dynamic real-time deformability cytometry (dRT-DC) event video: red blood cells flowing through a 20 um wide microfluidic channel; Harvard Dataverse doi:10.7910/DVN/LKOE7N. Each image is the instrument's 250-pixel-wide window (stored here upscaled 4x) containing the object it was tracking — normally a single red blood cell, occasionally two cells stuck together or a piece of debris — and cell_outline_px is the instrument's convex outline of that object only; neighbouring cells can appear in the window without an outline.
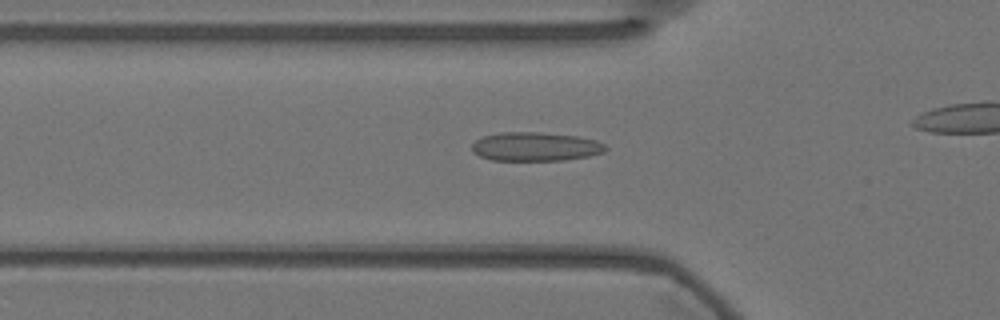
{"species": "Egyptian fruit bat (a non-hibernating species)", "species_latin": "Rousettus aegyptiacus", "temperature_condition": "warm", "stored_images_in_passage": 34, "camera_frame_rate_fps": 3000, "um_per_image_px": 0.085, "animal": {"sex": "female"}, "frame": {"image": 1, "passage_image": 8, "time_ms": 2.333, "image_size_px": [1000, 320], "cell_outline_px": [[608, 148], [604, 152], [588, 156], [564, 160], [492, 160], [480, 156], [472, 152], [472, 144], [476, 140], [484, 136], [500, 132], [540, 132], [576, 136], [596, 140], [604, 144]], "centroid_in_image_um": [45.51, 12.46], "position_along_channel_um": 80.3, "area_um2": 22.43}}
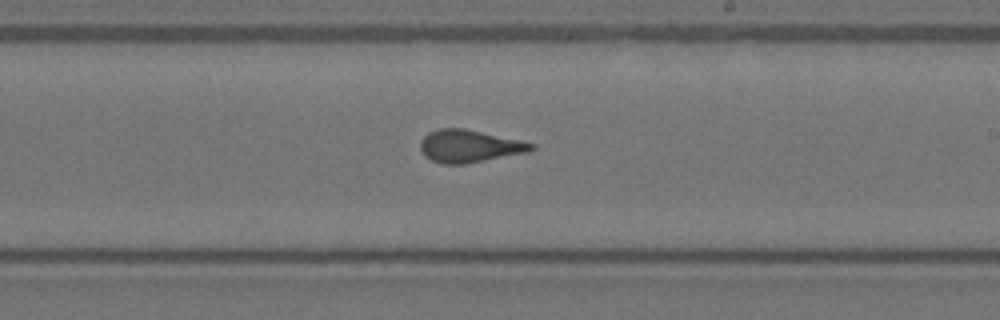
{"frame": {"image": 2, "passage_image": 22, "time_ms": 7.0, "image_size_px": [1000, 320], "cell_outline_px": [[536, 148], [528, 152], [464, 164], [440, 164], [424, 156], [420, 148], [420, 140], [428, 132], [440, 128], [464, 128], [536, 144]], "centroid_in_image_um": [39.86, 12.42], "position_along_channel_um": 249.1, "area_um2": 20.98}}
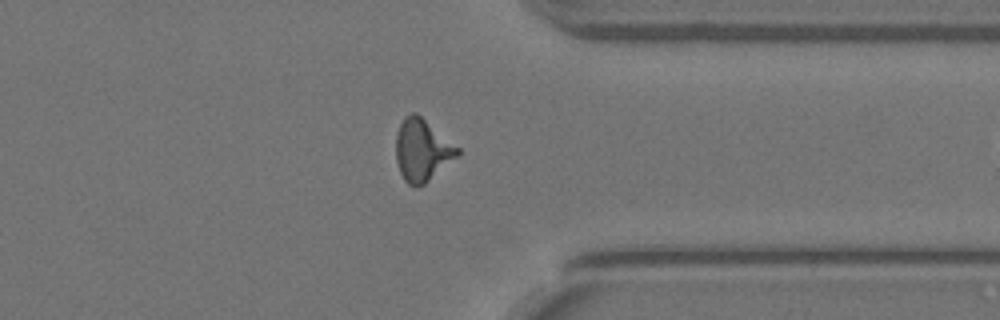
{"frame": {"image": 3, "passage_image": 33, "time_ms": 10.667, "image_size_px": [1000, 320], "cell_outline_px": [[460, 152], [456, 156], [424, 184], [416, 188], [408, 184], [404, 180], [400, 172], [396, 160], [396, 136], [400, 124], [404, 116], [412, 112], [416, 112], [460, 148]], "centroid_in_image_um": [35.85, 12.75], "position_along_channel_um": 375.5, "area_um2": 22.02}}